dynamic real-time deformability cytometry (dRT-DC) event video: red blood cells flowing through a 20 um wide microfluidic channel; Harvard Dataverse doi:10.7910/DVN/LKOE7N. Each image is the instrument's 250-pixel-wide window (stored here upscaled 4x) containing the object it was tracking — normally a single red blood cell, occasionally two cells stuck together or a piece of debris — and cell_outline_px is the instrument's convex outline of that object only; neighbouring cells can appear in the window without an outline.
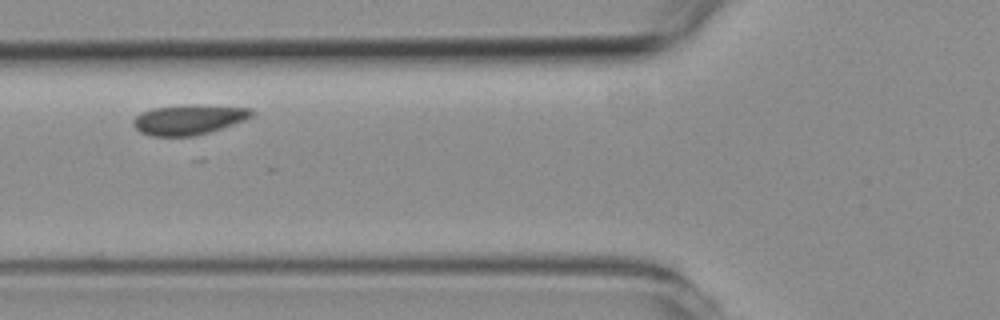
{"species": "common noctule bat (a hibernating species)", "species_latin": "Nyctalus noctula", "temperature_condition": "room temperature", "stored_images_in_passage": 10, "camera_frame_rate_fps": 3000, "um_per_image_px": 0.085, "animal": {"sex": "female", "body_mass_g": 19.3, "forearm_length_mm": 54.1}, "frame": {"image": 1, "passage_image": 3, "time_ms": 2.333, "image_size_px": [1000, 320], "cell_outline_px": [[256, 112], [252, 116], [244, 120], [196, 136], [152, 136], [140, 132], [132, 124], [132, 120], [136, 116], [152, 108], [184, 104], [200, 104], [252, 108]], "centroid_in_image_um": [16.05, 10.15], "position_along_channel_um": 109.7, "area_um2": 20.87}}
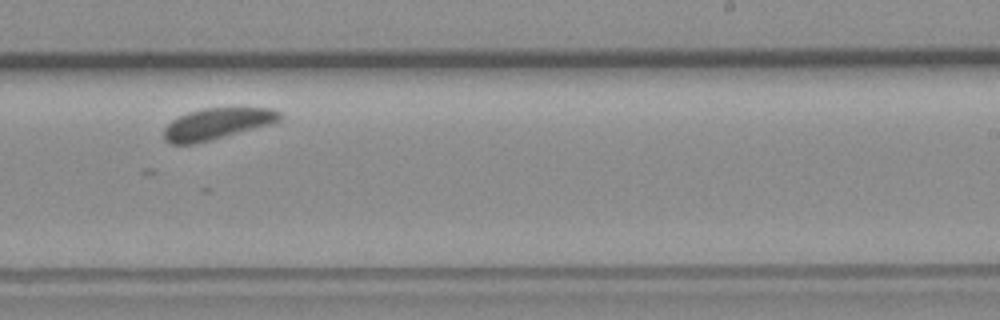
{"frame": {"image": 2, "passage_image": 7, "time_ms": 7.0, "image_size_px": [1000, 320], "cell_outline_px": [[284, 116], [280, 120], [272, 124], [196, 144], [168, 144], [164, 140], [164, 128], [172, 120], [188, 112], [204, 108], [272, 108], [280, 112]], "centroid_in_image_um": [18.46, 10.53], "position_along_channel_um": 270.5, "area_um2": 21.27}}
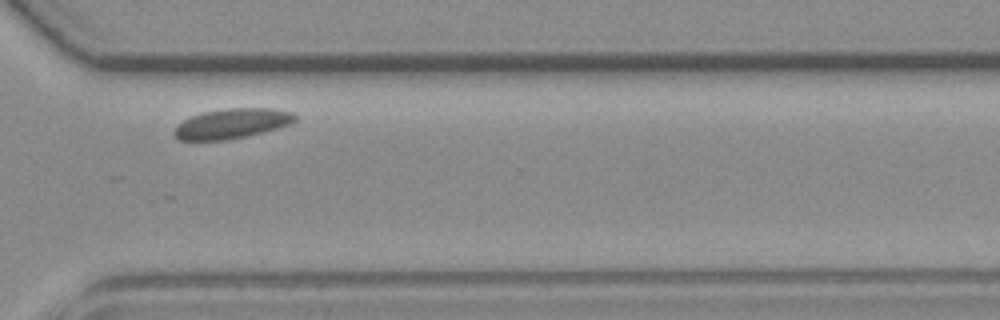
{"frame": {"image": 3, "passage_image": 9, "time_ms": 9.333, "image_size_px": [1000, 320], "cell_outline_px": [[296, 120], [292, 124], [248, 136], [228, 140], [180, 140], [172, 132], [176, 124], [192, 116], [204, 112], [224, 108], [272, 108], [292, 112], [296, 116]], "centroid_in_image_um": [19.72, 10.5], "position_along_channel_um": 350.9, "area_um2": 21.21}}